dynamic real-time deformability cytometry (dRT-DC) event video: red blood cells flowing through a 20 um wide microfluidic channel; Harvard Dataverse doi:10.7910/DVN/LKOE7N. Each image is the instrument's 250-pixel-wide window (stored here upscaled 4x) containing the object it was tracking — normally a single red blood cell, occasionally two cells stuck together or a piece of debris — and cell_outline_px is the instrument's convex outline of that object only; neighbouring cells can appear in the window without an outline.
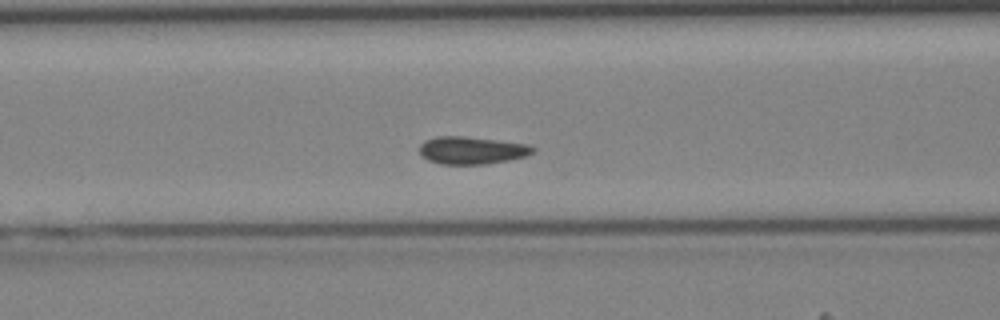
{"species": "Egyptian fruit bat (a non-hibernating species)", "species_latin": "Rousettus aegyptiacus", "temperature_condition": "cold", "stored_images_in_passage": 41, "camera_frame_rate_fps": 3000, "um_per_image_px": 0.085, "animal": {"sex": "female"}, "frame": {"image": 1, "passage_image": 16, "time_ms": 5.0, "image_size_px": [1000, 320], "cell_outline_px": [[536, 148], [532, 152], [524, 156], [508, 160], [484, 164], [440, 164], [428, 160], [420, 156], [420, 144], [424, 140], [436, 136], [460, 136], [496, 140], [528, 144]], "centroid_in_image_um": [40.04, 12.77], "position_along_channel_um": 126.6, "area_um2": 18.09}}
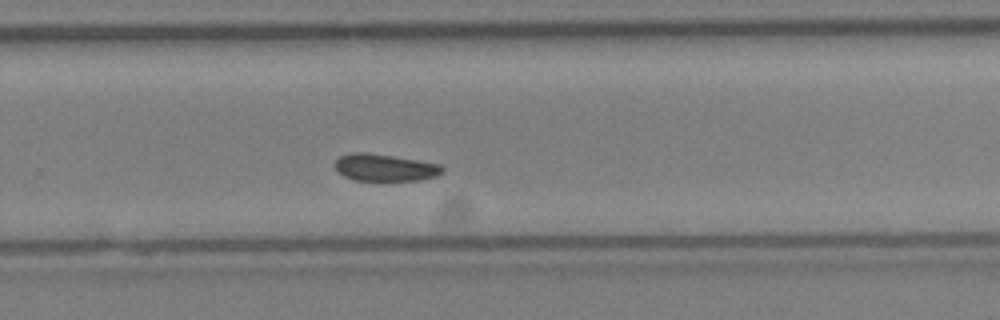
{"frame": {"image": 2, "passage_image": 27, "time_ms": 8.667, "image_size_px": [1000, 320], "cell_outline_px": [[444, 172], [436, 176], [420, 180], [356, 180], [344, 176], [336, 168], [336, 160], [340, 156], [352, 152], [364, 152], [392, 156], [440, 164], [444, 168]], "centroid_in_image_um": [32.74, 14.24], "position_along_channel_um": 297.1, "area_um2": 16.7}}
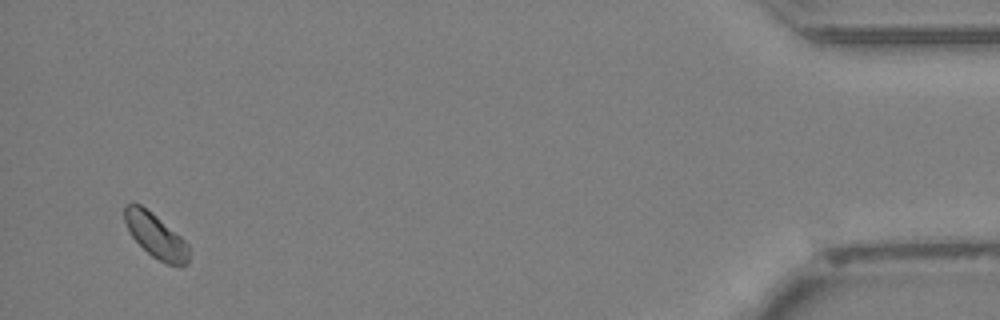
{"frame": {"image": 3, "passage_image": 40, "time_ms": 13.0, "image_size_px": [1000, 320], "cell_outline_px": [[188, 264], [168, 264], [152, 256], [132, 236], [124, 220], [124, 208], [132, 200], [140, 204], [152, 212], [180, 236], [188, 244]], "centroid_in_image_um": [13.21, 19.98], "position_along_channel_um": 422.0, "area_um2": 16.24}}